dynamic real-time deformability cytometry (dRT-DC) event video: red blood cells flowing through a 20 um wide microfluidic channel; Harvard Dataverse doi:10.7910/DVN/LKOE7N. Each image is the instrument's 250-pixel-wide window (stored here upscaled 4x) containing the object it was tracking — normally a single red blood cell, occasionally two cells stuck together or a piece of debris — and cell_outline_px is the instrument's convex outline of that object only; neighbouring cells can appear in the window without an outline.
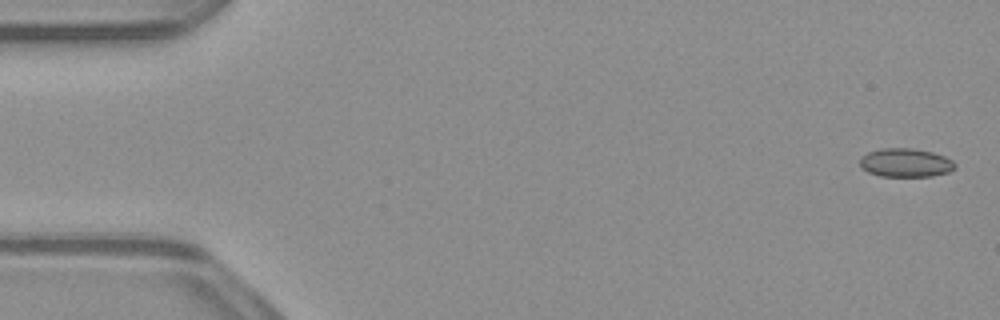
{"species": "common noctule bat (a hibernating species)", "species_latin": "Nyctalus noctula", "temperature_condition": "warm", "stored_images_in_passage": 48, "camera_frame_rate_fps": 3000, "um_per_image_px": 0.085, "animal": {"sex": "male", "body_mass_g": 23.1, "forearm_length_mm": 52.7}, "frame": {"image": 1, "passage_image": 2, "time_ms": 0.333, "image_size_px": [1000, 320], "cell_outline_px": [[956, 168], [948, 172], [932, 176], [880, 176], [868, 172], [860, 164], [860, 156], [868, 152], [880, 148], [912, 148], [932, 152], [944, 156], [952, 160], [956, 164]], "centroid_in_image_um": [76.98, 13.82], "position_along_channel_um": 8.0, "area_um2": 15.9}}
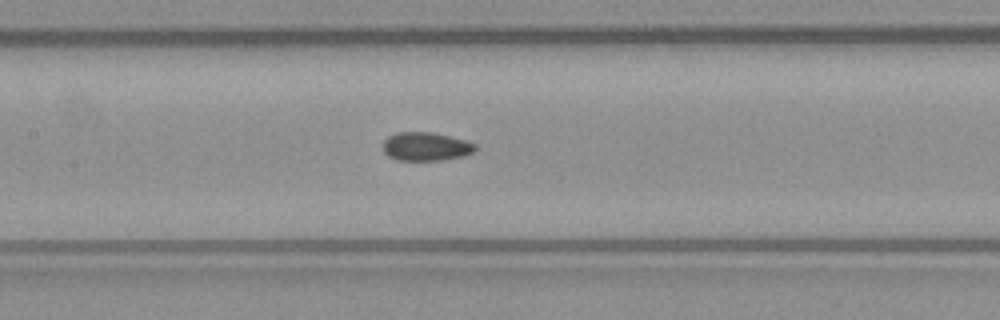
{"frame": {"image": 2, "passage_image": 25, "time_ms": 8.0, "image_size_px": [1000, 320], "cell_outline_px": [[476, 148], [472, 152], [464, 156], [440, 160], [396, 160], [388, 156], [384, 152], [384, 140], [388, 136], [396, 132], [432, 132], [464, 140], [476, 144]], "centroid_in_image_um": [36.18, 12.45], "position_along_channel_um": 171.2, "area_um2": 15.26}}
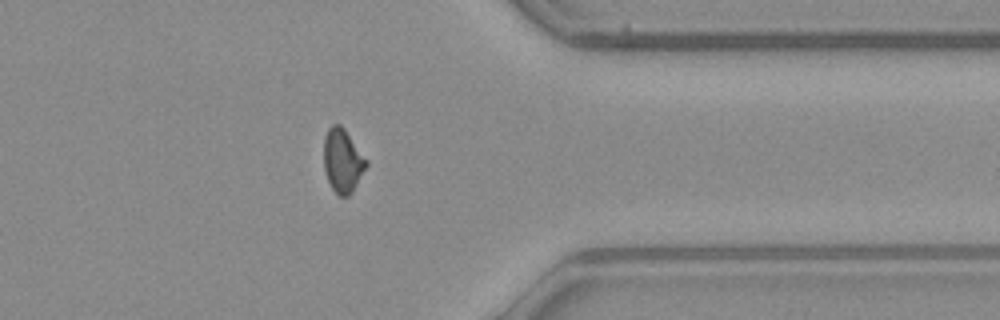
{"frame": {"image": 3, "passage_image": 42, "time_ms": 13.667, "image_size_px": [1000, 320], "cell_outline_px": [[368, 164], [352, 192], [348, 196], [340, 196], [332, 188], [328, 180], [324, 168], [324, 140], [328, 128], [332, 124], [340, 124], [344, 128], [368, 160]], "centroid_in_image_um": [29.13, 13.64], "position_along_channel_um": 382.3, "area_um2": 15.66}}